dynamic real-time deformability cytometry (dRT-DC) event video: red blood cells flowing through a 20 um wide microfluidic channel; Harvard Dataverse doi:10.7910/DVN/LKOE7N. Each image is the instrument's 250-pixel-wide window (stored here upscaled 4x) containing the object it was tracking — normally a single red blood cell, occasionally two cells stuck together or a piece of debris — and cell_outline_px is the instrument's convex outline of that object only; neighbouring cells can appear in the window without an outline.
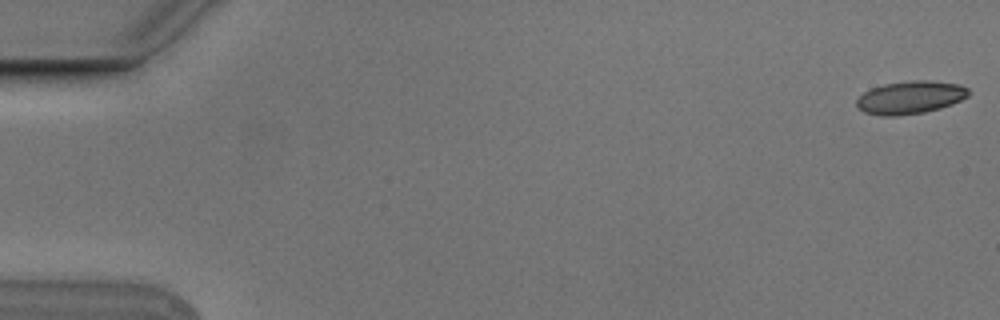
{"species": "Egyptian fruit bat (a non-hibernating species)", "species_latin": "Rousettus aegyptiacus", "temperature_condition": "cold", "stored_images_in_passage": 4, "segment_of_instrument_passage": [2, 2], "camera_frame_rate_fps": 3000, "um_per_image_px": 0.085, "animal": {"sex": "male"}, "frame": {"image": 1, "passage_image": 4, "time_ms": 1.0, "image_size_px": [1000, 320], "cell_outline_px": [[968, 96], [952, 104], [940, 108], [924, 112], [896, 116], [884, 116], [864, 112], [856, 104], [856, 100], [864, 92], [872, 88], [884, 84], [912, 80], [928, 80], [960, 84], [968, 88]], "centroid_in_image_um": [77.38, 8.28], "position_along_channel_um": 7.6, "area_um2": 21.33}}